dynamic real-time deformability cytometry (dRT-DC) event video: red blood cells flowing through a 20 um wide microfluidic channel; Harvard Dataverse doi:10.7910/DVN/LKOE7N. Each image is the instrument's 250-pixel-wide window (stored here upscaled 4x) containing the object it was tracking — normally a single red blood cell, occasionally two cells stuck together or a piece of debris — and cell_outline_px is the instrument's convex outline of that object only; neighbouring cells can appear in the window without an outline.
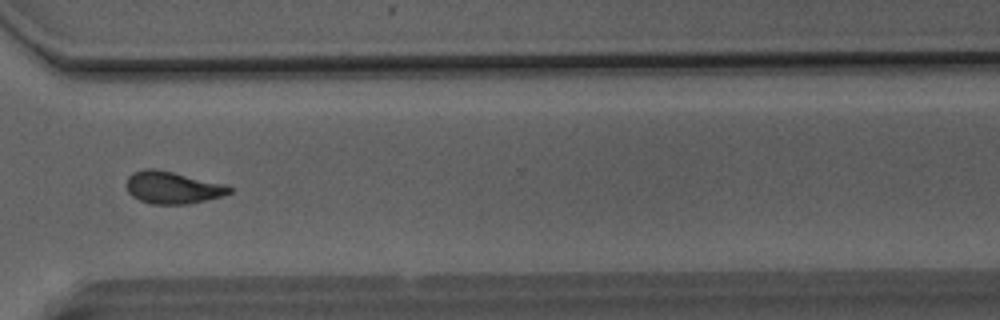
{"species": "Egyptian fruit bat (a non-hibernating species)", "species_latin": "Rousettus aegyptiacus", "temperature_condition": "room temperature", "stored_images_in_passage": 44, "camera_frame_rate_fps": 3000, "um_per_image_px": 0.085, "animal": {"sex": "male"}, "frame": {"image": 1, "passage_image": 32, "time_ms": 10.333, "image_size_px": [1000, 320], "cell_outline_px": [[232, 192], [224, 196], [188, 204], [152, 204], [140, 200], [132, 196], [128, 192], [124, 184], [128, 176], [132, 172], [144, 168], [156, 168], [224, 184], [232, 188]], "centroid_in_image_um": [14.63, 15.94], "position_along_channel_um": 356.0, "area_um2": 19.54}}
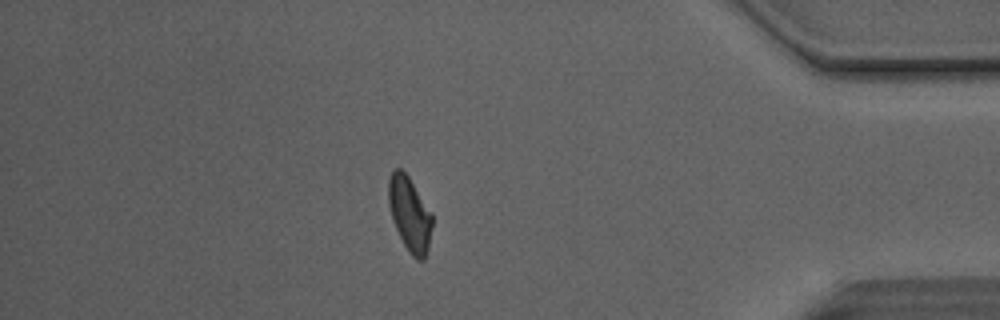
{"frame": {"image": 2, "passage_image": 38, "time_ms": 12.333, "image_size_px": [1000, 320], "cell_outline_px": [[432, 228], [428, 248], [424, 260], [416, 260], [412, 256], [404, 244], [396, 228], [388, 204], [388, 180], [392, 168], [400, 168], [408, 176], [432, 212]], "centroid_in_image_um": [34.82, 18.17], "position_along_channel_um": 400.4, "area_um2": 18.96}, "authors_computed_cell_mechanics": {"area_um2": 19.1896, "velocity_mm_per_s": 4.122, "shape_relaxation_time_tau1_ms": 5.9413, "shape_relaxation_time_tau2_ms": 2.1795, "deformation_change_tau1": 0.1838, "deformation_change_tau2": 0.1019}}